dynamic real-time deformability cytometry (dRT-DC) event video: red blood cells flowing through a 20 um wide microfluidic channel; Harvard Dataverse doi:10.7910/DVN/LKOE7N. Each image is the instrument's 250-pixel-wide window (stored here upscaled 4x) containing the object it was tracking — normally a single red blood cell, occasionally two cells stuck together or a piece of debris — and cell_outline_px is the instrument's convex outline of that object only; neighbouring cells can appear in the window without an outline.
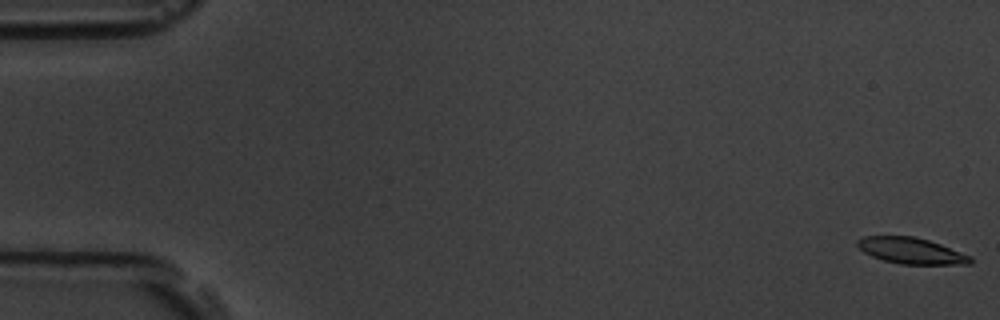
{"species": "common noctule bat (a hibernating species)", "species_latin": "Nyctalus noctula", "temperature_condition": "room temperature", "stored_images_in_passage": 7, "camera_frame_rate_fps": 3000, "um_per_image_px": 0.085, "animal": {"sex": "male", "body_mass_g": 19.5, "forearm_length_mm": 54.6}, "frame": {"image": 1, "passage_image": 1, "time_ms": 0.0, "image_size_px": [1000, 320], "cell_outline_px": [[972, 264], [900, 264], [884, 260], [872, 256], [864, 252], [856, 244], [856, 240], [864, 236], [912, 236], [928, 240], [940, 244], [972, 256]], "centroid_in_image_um": [77.45, 21.31], "position_along_channel_um": 7.5, "area_um2": 17.11}}
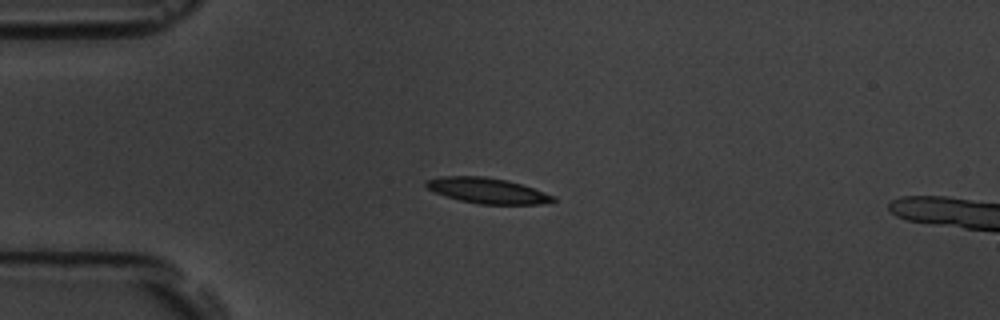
{"frame": {"image": 2, "passage_image": 5, "time_ms": 4.667, "image_size_px": [1000, 320], "cell_outline_px": [[556, 200], [540, 204], [480, 204], [460, 200], [436, 192], [428, 188], [424, 184], [424, 180], [440, 176], [484, 176], [504, 180], [520, 184], [556, 196]], "centroid_in_image_um": [41.4, 16.2], "position_along_channel_um": 43.6, "area_um2": 18.61}}